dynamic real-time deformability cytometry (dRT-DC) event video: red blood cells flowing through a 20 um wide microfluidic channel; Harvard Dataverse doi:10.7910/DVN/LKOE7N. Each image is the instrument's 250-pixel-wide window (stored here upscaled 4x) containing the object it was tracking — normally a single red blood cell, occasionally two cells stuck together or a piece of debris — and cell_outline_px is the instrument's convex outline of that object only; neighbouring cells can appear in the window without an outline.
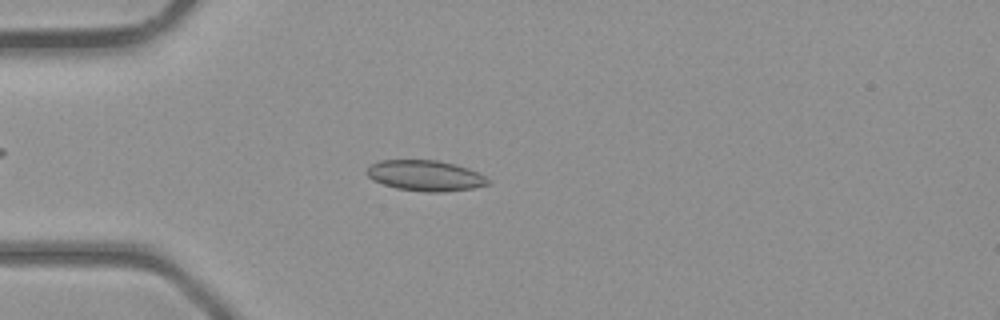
{"species": "common noctule bat (a hibernating species)", "species_latin": "Nyctalus noctula", "temperature_condition": "room temperature", "stored_images_in_passage": 41, "camera_frame_rate_fps": 3000, "um_per_image_px": 0.085, "animal": {"sex": "male", "body_mass_g": 23.1, "forearm_length_mm": 52.7}, "frame": {"image": 1, "passage_image": 11, "time_ms": 3.333, "image_size_px": [1000, 320], "cell_outline_px": [[492, 180], [488, 184], [472, 188], [444, 192], [428, 192], [396, 188], [372, 180], [364, 172], [372, 164], [380, 160], [436, 160], [456, 164], [468, 168]], "centroid_in_image_um": [36.15, 14.92], "position_along_channel_um": 48.9, "area_um2": 21.62}}
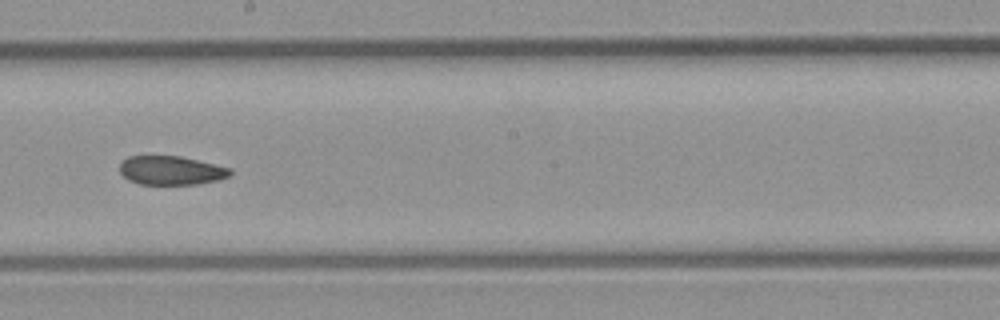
{"frame": {"image": 2, "passage_image": 23, "time_ms": 7.333, "image_size_px": [1000, 320], "cell_outline_px": [[232, 172], [228, 176], [216, 180], [196, 184], [140, 184], [128, 180], [120, 172], [120, 164], [128, 156], [180, 156], [232, 168]], "centroid_in_image_um": [14.53, 14.48], "position_along_channel_um": 233.7, "area_um2": 18.44}}
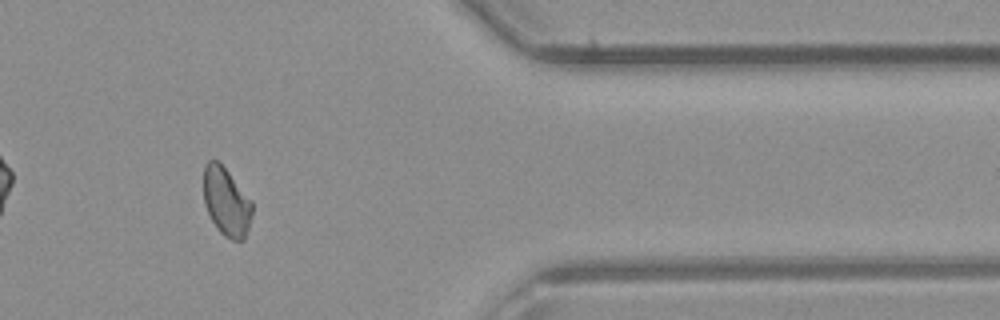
{"frame": {"image": 3, "passage_image": 34, "time_ms": 11.0, "image_size_px": [1000, 320], "cell_outline_px": [[252, 212], [248, 228], [244, 240], [232, 240], [224, 236], [216, 228], [204, 204], [204, 164], [208, 160], [216, 160], [228, 172], [252, 200]], "centroid_in_image_um": [19.24, 17.16], "position_along_channel_um": 392.2, "area_um2": 19.25}}